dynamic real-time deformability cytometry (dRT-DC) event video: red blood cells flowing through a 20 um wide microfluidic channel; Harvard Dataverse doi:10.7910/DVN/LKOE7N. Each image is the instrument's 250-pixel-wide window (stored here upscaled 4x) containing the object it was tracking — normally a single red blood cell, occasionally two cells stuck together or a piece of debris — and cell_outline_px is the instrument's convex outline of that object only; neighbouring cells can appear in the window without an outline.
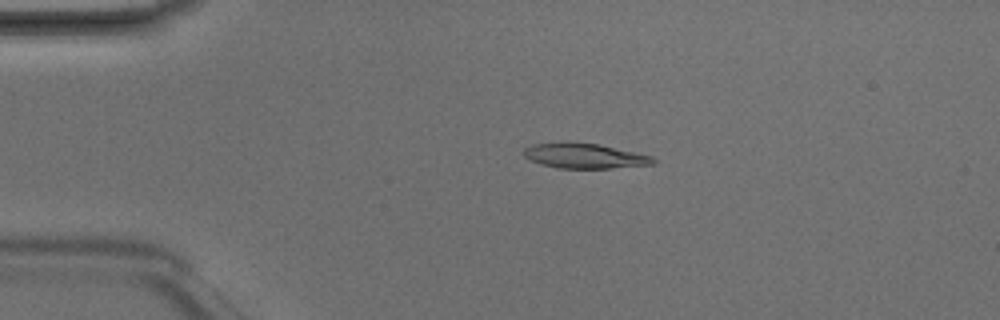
{"species": "Egyptian fruit bat (a non-hibernating species)", "species_latin": "Rousettus aegyptiacus", "temperature_condition": "room temperature", "stored_images_in_passage": 3, "camera_frame_rate_fps": 3000, "um_per_image_px": 0.085, "animal": {"sex": "male"}, "frame": {"image": 1, "passage_image": 2, "time_ms": 0.333, "image_size_px": [1000, 320], "cell_outline_px": [[656, 164], [612, 168], [556, 168], [540, 164], [524, 156], [524, 148], [532, 144], [560, 140], [568, 140], [600, 144], [652, 156], [656, 160]], "centroid_in_image_um": [49.65, 13.22], "position_along_channel_um": 35.3, "area_um2": 19.42}}